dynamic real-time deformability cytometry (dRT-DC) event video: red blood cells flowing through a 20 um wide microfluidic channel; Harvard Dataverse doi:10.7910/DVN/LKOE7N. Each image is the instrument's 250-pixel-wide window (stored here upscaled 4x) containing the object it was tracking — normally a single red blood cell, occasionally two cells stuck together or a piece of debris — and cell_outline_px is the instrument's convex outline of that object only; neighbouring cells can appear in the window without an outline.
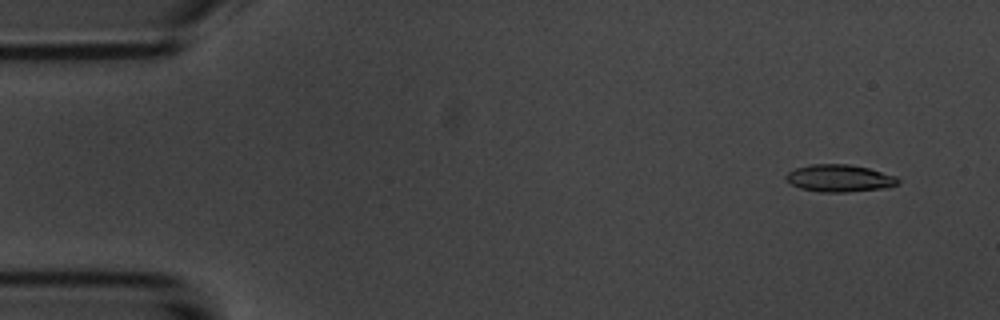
{"species": "common noctule bat (a hibernating species)", "species_latin": "Nyctalus noctula", "temperature_condition": "room temperature", "stored_images_in_passage": 4, "camera_frame_rate_fps": 3000, "um_per_image_px": 0.085, "animal": {"sex": "male", "body_mass_g": 20.1, "forearm_length_mm": 53.5}, "frame": {"image": 1, "passage_image": 2, "time_ms": 1.0, "image_size_px": [1000, 320], "cell_outline_px": [[900, 184], [888, 188], [848, 192], [820, 192], [800, 188], [784, 180], [784, 176], [788, 172], [796, 168], [808, 164], [848, 164], [868, 168], [896, 176], [900, 180]], "centroid_in_image_um": [71.36, 15.15], "position_along_channel_um": 13.6, "area_um2": 18.03}}